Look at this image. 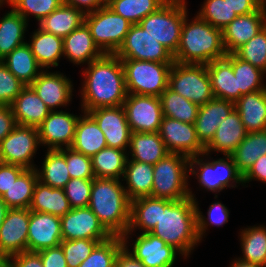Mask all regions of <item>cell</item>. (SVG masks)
<instances>
[{
  "label": "cell",
  "instance_id": "6da1fadb",
  "mask_svg": "<svg viewBox=\"0 0 266 267\" xmlns=\"http://www.w3.org/2000/svg\"><path fill=\"white\" fill-rule=\"evenodd\" d=\"M81 107L87 113L99 107L122 106L127 90L121 59L115 54H104L91 61L82 71Z\"/></svg>",
  "mask_w": 266,
  "mask_h": 267
},
{
  "label": "cell",
  "instance_id": "7a4b0ae2",
  "mask_svg": "<svg viewBox=\"0 0 266 267\" xmlns=\"http://www.w3.org/2000/svg\"><path fill=\"white\" fill-rule=\"evenodd\" d=\"M196 215L195 200L191 197L178 201L161 198V217L150 233L173 246L186 259L200 243Z\"/></svg>",
  "mask_w": 266,
  "mask_h": 267
},
{
  "label": "cell",
  "instance_id": "3957f363",
  "mask_svg": "<svg viewBox=\"0 0 266 267\" xmlns=\"http://www.w3.org/2000/svg\"><path fill=\"white\" fill-rule=\"evenodd\" d=\"M117 179L94 178L88 207L112 236H123L130 223V200Z\"/></svg>",
  "mask_w": 266,
  "mask_h": 267
},
{
  "label": "cell",
  "instance_id": "277c9868",
  "mask_svg": "<svg viewBox=\"0 0 266 267\" xmlns=\"http://www.w3.org/2000/svg\"><path fill=\"white\" fill-rule=\"evenodd\" d=\"M188 21L187 15L183 22L179 47L173 55L174 62L208 64L227 55L221 29L213 27L197 15L191 22Z\"/></svg>",
  "mask_w": 266,
  "mask_h": 267
},
{
  "label": "cell",
  "instance_id": "5b68a950",
  "mask_svg": "<svg viewBox=\"0 0 266 267\" xmlns=\"http://www.w3.org/2000/svg\"><path fill=\"white\" fill-rule=\"evenodd\" d=\"M189 157L169 153L153 165V186L151 197L169 200L195 198L189 185Z\"/></svg>",
  "mask_w": 266,
  "mask_h": 267
},
{
  "label": "cell",
  "instance_id": "8992f818",
  "mask_svg": "<svg viewBox=\"0 0 266 267\" xmlns=\"http://www.w3.org/2000/svg\"><path fill=\"white\" fill-rule=\"evenodd\" d=\"M185 0H168L156 12L147 15L139 25L165 46L173 55L181 38L182 26L187 16Z\"/></svg>",
  "mask_w": 266,
  "mask_h": 267
},
{
  "label": "cell",
  "instance_id": "52a82bcc",
  "mask_svg": "<svg viewBox=\"0 0 266 267\" xmlns=\"http://www.w3.org/2000/svg\"><path fill=\"white\" fill-rule=\"evenodd\" d=\"M208 155L204 152L190 157L189 175H195L201 187L215 193L214 198H218L216 194L225 188H235L243 184V175L237 170L231 155H223L225 158L211 159V161ZM205 156H207L206 159L203 158Z\"/></svg>",
  "mask_w": 266,
  "mask_h": 267
},
{
  "label": "cell",
  "instance_id": "ba28073f",
  "mask_svg": "<svg viewBox=\"0 0 266 267\" xmlns=\"http://www.w3.org/2000/svg\"><path fill=\"white\" fill-rule=\"evenodd\" d=\"M127 93L160 97L168 87L173 63L121 59Z\"/></svg>",
  "mask_w": 266,
  "mask_h": 267
},
{
  "label": "cell",
  "instance_id": "9c48e42d",
  "mask_svg": "<svg viewBox=\"0 0 266 267\" xmlns=\"http://www.w3.org/2000/svg\"><path fill=\"white\" fill-rule=\"evenodd\" d=\"M168 87L199 106L214 98L206 64L174 62Z\"/></svg>",
  "mask_w": 266,
  "mask_h": 267
},
{
  "label": "cell",
  "instance_id": "30bf717a",
  "mask_svg": "<svg viewBox=\"0 0 266 267\" xmlns=\"http://www.w3.org/2000/svg\"><path fill=\"white\" fill-rule=\"evenodd\" d=\"M84 22L95 44L104 54L117 52L132 25L107 5L85 14Z\"/></svg>",
  "mask_w": 266,
  "mask_h": 267
},
{
  "label": "cell",
  "instance_id": "8fae6325",
  "mask_svg": "<svg viewBox=\"0 0 266 267\" xmlns=\"http://www.w3.org/2000/svg\"><path fill=\"white\" fill-rule=\"evenodd\" d=\"M115 55L120 59L174 63L173 54L139 24L130 26Z\"/></svg>",
  "mask_w": 266,
  "mask_h": 267
},
{
  "label": "cell",
  "instance_id": "7c38bea8",
  "mask_svg": "<svg viewBox=\"0 0 266 267\" xmlns=\"http://www.w3.org/2000/svg\"><path fill=\"white\" fill-rule=\"evenodd\" d=\"M40 145L38 128L17 125L0 142V162L37 168L33 157Z\"/></svg>",
  "mask_w": 266,
  "mask_h": 267
},
{
  "label": "cell",
  "instance_id": "4fadbf2b",
  "mask_svg": "<svg viewBox=\"0 0 266 267\" xmlns=\"http://www.w3.org/2000/svg\"><path fill=\"white\" fill-rule=\"evenodd\" d=\"M122 106L131 133L159 132L163 118L160 97L128 93Z\"/></svg>",
  "mask_w": 266,
  "mask_h": 267
},
{
  "label": "cell",
  "instance_id": "5bb4252c",
  "mask_svg": "<svg viewBox=\"0 0 266 267\" xmlns=\"http://www.w3.org/2000/svg\"><path fill=\"white\" fill-rule=\"evenodd\" d=\"M159 134L169 153H178L190 158L205 152L194 124L163 116Z\"/></svg>",
  "mask_w": 266,
  "mask_h": 267
},
{
  "label": "cell",
  "instance_id": "9a60e30c",
  "mask_svg": "<svg viewBox=\"0 0 266 267\" xmlns=\"http://www.w3.org/2000/svg\"><path fill=\"white\" fill-rule=\"evenodd\" d=\"M79 117L80 115L71 114L66 110L51 111L38 127L41 146H47L48 150L70 148Z\"/></svg>",
  "mask_w": 266,
  "mask_h": 267
},
{
  "label": "cell",
  "instance_id": "2e32d148",
  "mask_svg": "<svg viewBox=\"0 0 266 267\" xmlns=\"http://www.w3.org/2000/svg\"><path fill=\"white\" fill-rule=\"evenodd\" d=\"M60 220L62 240H108L112 236L89 207L71 209Z\"/></svg>",
  "mask_w": 266,
  "mask_h": 267
},
{
  "label": "cell",
  "instance_id": "e0dca14e",
  "mask_svg": "<svg viewBox=\"0 0 266 267\" xmlns=\"http://www.w3.org/2000/svg\"><path fill=\"white\" fill-rule=\"evenodd\" d=\"M102 130L107 147L127 151L131 130L123 106L99 107L87 112Z\"/></svg>",
  "mask_w": 266,
  "mask_h": 267
},
{
  "label": "cell",
  "instance_id": "ac0fdd59",
  "mask_svg": "<svg viewBox=\"0 0 266 267\" xmlns=\"http://www.w3.org/2000/svg\"><path fill=\"white\" fill-rule=\"evenodd\" d=\"M29 221V209H8L0 227V252L7 259L15 254L27 251Z\"/></svg>",
  "mask_w": 266,
  "mask_h": 267
},
{
  "label": "cell",
  "instance_id": "d6986e66",
  "mask_svg": "<svg viewBox=\"0 0 266 267\" xmlns=\"http://www.w3.org/2000/svg\"><path fill=\"white\" fill-rule=\"evenodd\" d=\"M129 246L124 244V247L146 267H173L177 255L181 254L173 246L166 244L150 232L137 235L132 251Z\"/></svg>",
  "mask_w": 266,
  "mask_h": 267
},
{
  "label": "cell",
  "instance_id": "ffe728a7",
  "mask_svg": "<svg viewBox=\"0 0 266 267\" xmlns=\"http://www.w3.org/2000/svg\"><path fill=\"white\" fill-rule=\"evenodd\" d=\"M265 26L266 1L255 12L237 16L222 30L226 53H235Z\"/></svg>",
  "mask_w": 266,
  "mask_h": 267
},
{
  "label": "cell",
  "instance_id": "44dd1931",
  "mask_svg": "<svg viewBox=\"0 0 266 267\" xmlns=\"http://www.w3.org/2000/svg\"><path fill=\"white\" fill-rule=\"evenodd\" d=\"M64 73L43 70L30 85L51 111L72 101L73 84Z\"/></svg>",
  "mask_w": 266,
  "mask_h": 267
},
{
  "label": "cell",
  "instance_id": "7402d4cb",
  "mask_svg": "<svg viewBox=\"0 0 266 267\" xmlns=\"http://www.w3.org/2000/svg\"><path fill=\"white\" fill-rule=\"evenodd\" d=\"M61 242L60 217L49 213L30 211L27 251L39 252L60 246Z\"/></svg>",
  "mask_w": 266,
  "mask_h": 267
},
{
  "label": "cell",
  "instance_id": "603a6c76",
  "mask_svg": "<svg viewBox=\"0 0 266 267\" xmlns=\"http://www.w3.org/2000/svg\"><path fill=\"white\" fill-rule=\"evenodd\" d=\"M103 55L104 53L95 44L85 22L63 38V57L74 65L89 64Z\"/></svg>",
  "mask_w": 266,
  "mask_h": 267
},
{
  "label": "cell",
  "instance_id": "cb8c5ba5",
  "mask_svg": "<svg viewBox=\"0 0 266 267\" xmlns=\"http://www.w3.org/2000/svg\"><path fill=\"white\" fill-rule=\"evenodd\" d=\"M235 108V103L213 98L199 107L195 129L200 143L206 147L212 140L219 124Z\"/></svg>",
  "mask_w": 266,
  "mask_h": 267
},
{
  "label": "cell",
  "instance_id": "d4e9b609",
  "mask_svg": "<svg viewBox=\"0 0 266 267\" xmlns=\"http://www.w3.org/2000/svg\"><path fill=\"white\" fill-rule=\"evenodd\" d=\"M10 107L17 125L36 128L51 112L30 85L23 88Z\"/></svg>",
  "mask_w": 266,
  "mask_h": 267
},
{
  "label": "cell",
  "instance_id": "484cf974",
  "mask_svg": "<svg viewBox=\"0 0 266 267\" xmlns=\"http://www.w3.org/2000/svg\"><path fill=\"white\" fill-rule=\"evenodd\" d=\"M247 133L239 113L234 108L217 127L214 137L205 147V152L210 154L217 151L224 155H230L245 139Z\"/></svg>",
  "mask_w": 266,
  "mask_h": 267
},
{
  "label": "cell",
  "instance_id": "4316f807",
  "mask_svg": "<svg viewBox=\"0 0 266 267\" xmlns=\"http://www.w3.org/2000/svg\"><path fill=\"white\" fill-rule=\"evenodd\" d=\"M206 66L214 97L235 103L240 98V90H237V77L233 72L232 54L213 60Z\"/></svg>",
  "mask_w": 266,
  "mask_h": 267
},
{
  "label": "cell",
  "instance_id": "83f0119b",
  "mask_svg": "<svg viewBox=\"0 0 266 267\" xmlns=\"http://www.w3.org/2000/svg\"><path fill=\"white\" fill-rule=\"evenodd\" d=\"M161 217V198L151 196L130 201V223L127 232L122 236L123 244H128L135 229L140 233L151 232Z\"/></svg>",
  "mask_w": 266,
  "mask_h": 267
},
{
  "label": "cell",
  "instance_id": "f1b7e54d",
  "mask_svg": "<svg viewBox=\"0 0 266 267\" xmlns=\"http://www.w3.org/2000/svg\"><path fill=\"white\" fill-rule=\"evenodd\" d=\"M235 109L248 133L266 130V89L242 95Z\"/></svg>",
  "mask_w": 266,
  "mask_h": 267
},
{
  "label": "cell",
  "instance_id": "f546056e",
  "mask_svg": "<svg viewBox=\"0 0 266 267\" xmlns=\"http://www.w3.org/2000/svg\"><path fill=\"white\" fill-rule=\"evenodd\" d=\"M128 159L154 165L169 154L159 132H133L130 135ZM129 153L131 154L129 157ZM130 158V159H129Z\"/></svg>",
  "mask_w": 266,
  "mask_h": 267
},
{
  "label": "cell",
  "instance_id": "4dcf8cb0",
  "mask_svg": "<svg viewBox=\"0 0 266 267\" xmlns=\"http://www.w3.org/2000/svg\"><path fill=\"white\" fill-rule=\"evenodd\" d=\"M76 125L74 140L71 149L92 157L101 149L107 147L105 136L96 121L85 112H82Z\"/></svg>",
  "mask_w": 266,
  "mask_h": 267
},
{
  "label": "cell",
  "instance_id": "1f68e13d",
  "mask_svg": "<svg viewBox=\"0 0 266 267\" xmlns=\"http://www.w3.org/2000/svg\"><path fill=\"white\" fill-rule=\"evenodd\" d=\"M30 46L39 66L44 70L57 67L63 57V38L43 31L38 27L30 36Z\"/></svg>",
  "mask_w": 266,
  "mask_h": 267
},
{
  "label": "cell",
  "instance_id": "d6a6232c",
  "mask_svg": "<svg viewBox=\"0 0 266 267\" xmlns=\"http://www.w3.org/2000/svg\"><path fill=\"white\" fill-rule=\"evenodd\" d=\"M29 210L62 217L71 207L64 189L52 188L38 180Z\"/></svg>",
  "mask_w": 266,
  "mask_h": 267
},
{
  "label": "cell",
  "instance_id": "836d02e7",
  "mask_svg": "<svg viewBox=\"0 0 266 267\" xmlns=\"http://www.w3.org/2000/svg\"><path fill=\"white\" fill-rule=\"evenodd\" d=\"M153 165L127 160L122 181H126V193L130 201L151 196L153 186Z\"/></svg>",
  "mask_w": 266,
  "mask_h": 267
},
{
  "label": "cell",
  "instance_id": "e575fe53",
  "mask_svg": "<svg viewBox=\"0 0 266 267\" xmlns=\"http://www.w3.org/2000/svg\"><path fill=\"white\" fill-rule=\"evenodd\" d=\"M84 17L81 10L62 3L38 24L43 31L64 38L84 22Z\"/></svg>",
  "mask_w": 266,
  "mask_h": 267
},
{
  "label": "cell",
  "instance_id": "d590c367",
  "mask_svg": "<svg viewBox=\"0 0 266 267\" xmlns=\"http://www.w3.org/2000/svg\"><path fill=\"white\" fill-rule=\"evenodd\" d=\"M1 61L26 86L31 85L43 71L27 43L15 48Z\"/></svg>",
  "mask_w": 266,
  "mask_h": 267
},
{
  "label": "cell",
  "instance_id": "8d00e7d4",
  "mask_svg": "<svg viewBox=\"0 0 266 267\" xmlns=\"http://www.w3.org/2000/svg\"><path fill=\"white\" fill-rule=\"evenodd\" d=\"M28 21L13 8L0 19V61L25 42Z\"/></svg>",
  "mask_w": 266,
  "mask_h": 267
},
{
  "label": "cell",
  "instance_id": "74e56055",
  "mask_svg": "<svg viewBox=\"0 0 266 267\" xmlns=\"http://www.w3.org/2000/svg\"><path fill=\"white\" fill-rule=\"evenodd\" d=\"M46 151L41 169L36 168L38 180L52 188L64 189L71 179L66 165V148Z\"/></svg>",
  "mask_w": 266,
  "mask_h": 267
},
{
  "label": "cell",
  "instance_id": "f35d334b",
  "mask_svg": "<svg viewBox=\"0 0 266 267\" xmlns=\"http://www.w3.org/2000/svg\"><path fill=\"white\" fill-rule=\"evenodd\" d=\"M127 151L105 147L91 157L96 178L122 180L128 159Z\"/></svg>",
  "mask_w": 266,
  "mask_h": 267
},
{
  "label": "cell",
  "instance_id": "ab89813d",
  "mask_svg": "<svg viewBox=\"0 0 266 267\" xmlns=\"http://www.w3.org/2000/svg\"><path fill=\"white\" fill-rule=\"evenodd\" d=\"M237 170L244 175L262 155H266V130L247 133L230 154Z\"/></svg>",
  "mask_w": 266,
  "mask_h": 267
},
{
  "label": "cell",
  "instance_id": "60d3db41",
  "mask_svg": "<svg viewBox=\"0 0 266 267\" xmlns=\"http://www.w3.org/2000/svg\"><path fill=\"white\" fill-rule=\"evenodd\" d=\"M242 261L266 267V227L250 226L240 231Z\"/></svg>",
  "mask_w": 266,
  "mask_h": 267
},
{
  "label": "cell",
  "instance_id": "b9f144b4",
  "mask_svg": "<svg viewBox=\"0 0 266 267\" xmlns=\"http://www.w3.org/2000/svg\"><path fill=\"white\" fill-rule=\"evenodd\" d=\"M38 181L36 168L26 169L1 197L9 209H29L33 191Z\"/></svg>",
  "mask_w": 266,
  "mask_h": 267
},
{
  "label": "cell",
  "instance_id": "7bdbcfd3",
  "mask_svg": "<svg viewBox=\"0 0 266 267\" xmlns=\"http://www.w3.org/2000/svg\"><path fill=\"white\" fill-rule=\"evenodd\" d=\"M162 113L181 122L194 124L198 115L199 105L184 98L167 87L160 95Z\"/></svg>",
  "mask_w": 266,
  "mask_h": 267
},
{
  "label": "cell",
  "instance_id": "ee69618b",
  "mask_svg": "<svg viewBox=\"0 0 266 267\" xmlns=\"http://www.w3.org/2000/svg\"><path fill=\"white\" fill-rule=\"evenodd\" d=\"M168 0H108L109 6L132 25L139 24L147 15L156 12Z\"/></svg>",
  "mask_w": 266,
  "mask_h": 267
},
{
  "label": "cell",
  "instance_id": "f6af8a7d",
  "mask_svg": "<svg viewBox=\"0 0 266 267\" xmlns=\"http://www.w3.org/2000/svg\"><path fill=\"white\" fill-rule=\"evenodd\" d=\"M232 67L237 77V90H240V97L244 94L266 89L264 85V74L261 69L251 63L242 60L235 53H232Z\"/></svg>",
  "mask_w": 266,
  "mask_h": 267
},
{
  "label": "cell",
  "instance_id": "bcb514c9",
  "mask_svg": "<svg viewBox=\"0 0 266 267\" xmlns=\"http://www.w3.org/2000/svg\"><path fill=\"white\" fill-rule=\"evenodd\" d=\"M123 247L122 236H111L100 242L78 267H115L117 254Z\"/></svg>",
  "mask_w": 266,
  "mask_h": 267
},
{
  "label": "cell",
  "instance_id": "7dc6e473",
  "mask_svg": "<svg viewBox=\"0 0 266 267\" xmlns=\"http://www.w3.org/2000/svg\"><path fill=\"white\" fill-rule=\"evenodd\" d=\"M213 27L223 30L238 15L225 0H204L196 14Z\"/></svg>",
  "mask_w": 266,
  "mask_h": 267
},
{
  "label": "cell",
  "instance_id": "c3c4849f",
  "mask_svg": "<svg viewBox=\"0 0 266 267\" xmlns=\"http://www.w3.org/2000/svg\"><path fill=\"white\" fill-rule=\"evenodd\" d=\"M18 14L29 21V15L40 22L46 16L56 10L63 2L62 0H4Z\"/></svg>",
  "mask_w": 266,
  "mask_h": 267
},
{
  "label": "cell",
  "instance_id": "681fc988",
  "mask_svg": "<svg viewBox=\"0 0 266 267\" xmlns=\"http://www.w3.org/2000/svg\"><path fill=\"white\" fill-rule=\"evenodd\" d=\"M235 54L266 73V26L241 46Z\"/></svg>",
  "mask_w": 266,
  "mask_h": 267
},
{
  "label": "cell",
  "instance_id": "f907efd6",
  "mask_svg": "<svg viewBox=\"0 0 266 267\" xmlns=\"http://www.w3.org/2000/svg\"><path fill=\"white\" fill-rule=\"evenodd\" d=\"M106 240L74 239L62 240L60 246L64 252L68 267H78L92 253L94 248Z\"/></svg>",
  "mask_w": 266,
  "mask_h": 267
},
{
  "label": "cell",
  "instance_id": "816d5d0a",
  "mask_svg": "<svg viewBox=\"0 0 266 267\" xmlns=\"http://www.w3.org/2000/svg\"><path fill=\"white\" fill-rule=\"evenodd\" d=\"M196 205V222H197V235L200 240L202 241L203 236L205 235L206 230H208V226L214 225L218 228L226 224L229 220V210L228 208L219 201L212 203L209 206L207 211L208 217L202 215L203 213L199 210L198 201L195 199ZM208 220V221H207Z\"/></svg>",
  "mask_w": 266,
  "mask_h": 267
},
{
  "label": "cell",
  "instance_id": "f5cc1de1",
  "mask_svg": "<svg viewBox=\"0 0 266 267\" xmlns=\"http://www.w3.org/2000/svg\"><path fill=\"white\" fill-rule=\"evenodd\" d=\"M93 179H70L64 188L71 209L88 207Z\"/></svg>",
  "mask_w": 266,
  "mask_h": 267
},
{
  "label": "cell",
  "instance_id": "db71d44e",
  "mask_svg": "<svg viewBox=\"0 0 266 267\" xmlns=\"http://www.w3.org/2000/svg\"><path fill=\"white\" fill-rule=\"evenodd\" d=\"M66 165L71 179H94L91 157L66 148Z\"/></svg>",
  "mask_w": 266,
  "mask_h": 267
},
{
  "label": "cell",
  "instance_id": "11a10c76",
  "mask_svg": "<svg viewBox=\"0 0 266 267\" xmlns=\"http://www.w3.org/2000/svg\"><path fill=\"white\" fill-rule=\"evenodd\" d=\"M25 86L0 61V105L10 106Z\"/></svg>",
  "mask_w": 266,
  "mask_h": 267
},
{
  "label": "cell",
  "instance_id": "9f6ffc18",
  "mask_svg": "<svg viewBox=\"0 0 266 267\" xmlns=\"http://www.w3.org/2000/svg\"><path fill=\"white\" fill-rule=\"evenodd\" d=\"M25 170L26 168L19 165L0 162V197Z\"/></svg>",
  "mask_w": 266,
  "mask_h": 267
},
{
  "label": "cell",
  "instance_id": "6f0895ef",
  "mask_svg": "<svg viewBox=\"0 0 266 267\" xmlns=\"http://www.w3.org/2000/svg\"><path fill=\"white\" fill-rule=\"evenodd\" d=\"M7 267H43L37 252H21L7 259Z\"/></svg>",
  "mask_w": 266,
  "mask_h": 267
},
{
  "label": "cell",
  "instance_id": "680465c9",
  "mask_svg": "<svg viewBox=\"0 0 266 267\" xmlns=\"http://www.w3.org/2000/svg\"><path fill=\"white\" fill-rule=\"evenodd\" d=\"M37 253L42 259L43 267H68L61 246L47 248Z\"/></svg>",
  "mask_w": 266,
  "mask_h": 267
},
{
  "label": "cell",
  "instance_id": "91938a15",
  "mask_svg": "<svg viewBox=\"0 0 266 267\" xmlns=\"http://www.w3.org/2000/svg\"><path fill=\"white\" fill-rule=\"evenodd\" d=\"M254 179L266 183V155L259 157L243 175V185Z\"/></svg>",
  "mask_w": 266,
  "mask_h": 267
},
{
  "label": "cell",
  "instance_id": "94428289",
  "mask_svg": "<svg viewBox=\"0 0 266 267\" xmlns=\"http://www.w3.org/2000/svg\"><path fill=\"white\" fill-rule=\"evenodd\" d=\"M17 126L10 106L0 105V142Z\"/></svg>",
  "mask_w": 266,
  "mask_h": 267
},
{
  "label": "cell",
  "instance_id": "6125c7cd",
  "mask_svg": "<svg viewBox=\"0 0 266 267\" xmlns=\"http://www.w3.org/2000/svg\"><path fill=\"white\" fill-rule=\"evenodd\" d=\"M238 16L255 12L266 0H225Z\"/></svg>",
  "mask_w": 266,
  "mask_h": 267
},
{
  "label": "cell",
  "instance_id": "be15d7a7",
  "mask_svg": "<svg viewBox=\"0 0 266 267\" xmlns=\"http://www.w3.org/2000/svg\"><path fill=\"white\" fill-rule=\"evenodd\" d=\"M64 4L81 10L84 14L93 12L100 7L106 6L108 0H62Z\"/></svg>",
  "mask_w": 266,
  "mask_h": 267
},
{
  "label": "cell",
  "instance_id": "e7e4bbea",
  "mask_svg": "<svg viewBox=\"0 0 266 267\" xmlns=\"http://www.w3.org/2000/svg\"><path fill=\"white\" fill-rule=\"evenodd\" d=\"M115 267H146L142 261L136 259L125 247L117 254Z\"/></svg>",
  "mask_w": 266,
  "mask_h": 267
},
{
  "label": "cell",
  "instance_id": "03108f58",
  "mask_svg": "<svg viewBox=\"0 0 266 267\" xmlns=\"http://www.w3.org/2000/svg\"><path fill=\"white\" fill-rule=\"evenodd\" d=\"M231 266L229 267H261V266H258L256 264H252L250 262H245V261H242L241 259L236 258L233 260L232 264H230Z\"/></svg>",
  "mask_w": 266,
  "mask_h": 267
},
{
  "label": "cell",
  "instance_id": "003e7915",
  "mask_svg": "<svg viewBox=\"0 0 266 267\" xmlns=\"http://www.w3.org/2000/svg\"><path fill=\"white\" fill-rule=\"evenodd\" d=\"M8 209H9L8 206L5 204V202L0 197V227L3 223V220L5 219Z\"/></svg>",
  "mask_w": 266,
  "mask_h": 267
},
{
  "label": "cell",
  "instance_id": "a7ac6f4b",
  "mask_svg": "<svg viewBox=\"0 0 266 267\" xmlns=\"http://www.w3.org/2000/svg\"><path fill=\"white\" fill-rule=\"evenodd\" d=\"M0 267H7V258L0 252Z\"/></svg>",
  "mask_w": 266,
  "mask_h": 267
},
{
  "label": "cell",
  "instance_id": "89a4df30",
  "mask_svg": "<svg viewBox=\"0 0 266 267\" xmlns=\"http://www.w3.org/2000/svg\"><path fill=\"white\" fill-rule=\"evenodd\" d=\"M4 4H5V1L4 0H0V8H1V6L3 7Z\"/></svg>",
  "mask_w": 266,
  "mask_h": 267
}]
</instances>
